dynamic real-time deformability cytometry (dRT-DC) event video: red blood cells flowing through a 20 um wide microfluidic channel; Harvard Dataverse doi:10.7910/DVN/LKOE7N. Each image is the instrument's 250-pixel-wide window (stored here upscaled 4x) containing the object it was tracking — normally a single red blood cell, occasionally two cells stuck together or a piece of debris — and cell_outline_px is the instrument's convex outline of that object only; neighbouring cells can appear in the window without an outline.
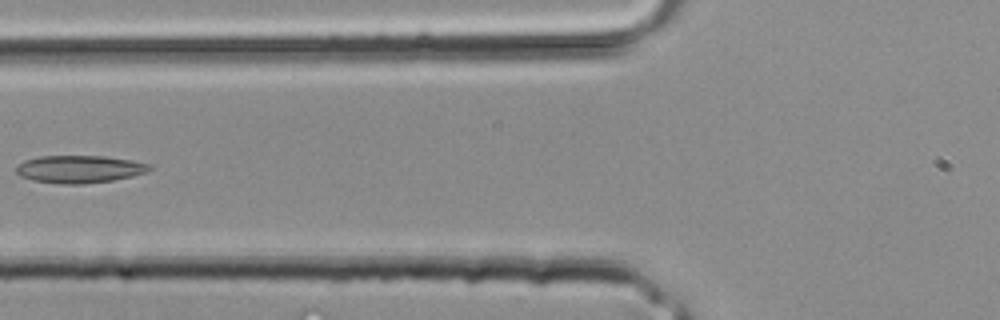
{"species": "common noctule bat (a hibernating species)", "species_latin": "Nyctalus noctula", "temperature_condition": "room temperature", "stored_images_in_passage": 21, "camera_frame_rate_fps": 3000, "um_per_image_px": 0.085, "animal": {"sex": "male", "body_mass_g": 20.4}, "frame": {"image": 1, "passage_image": 14, "time_ms": 4.333, "image_size_px": [1000, 320], "cell_outline_px": [[152, 168], [148, 172], [132, 176], [112, 180], [84, 184], [60, 184], [32, 180], [20, 176], [16, 172], [16, 168], [24, 160], [40, 156], [104, 156], [128, 160], [148, 164]], "centroid_in_image_um": [6.73, 14.38], "position_along_channel_um": 119.1, "area_um2": 21.27}}
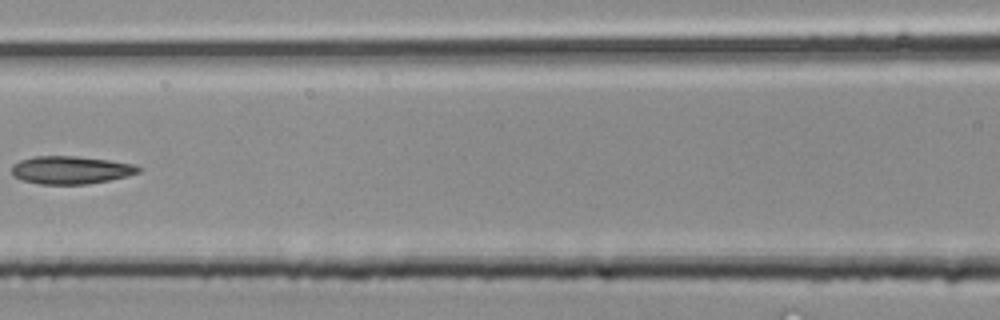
{"frame": {"image": 2, "passage_image": 16, "time_ms": 5.0, "image_size_px": [1000, 320], "cell_outline_px": [[144, 168], [140, 172], [128, 176], [88, 184], [40, 184], [24, 180], [16, 176], [12, 172], [12, 164], [20, 160], [32, 156], [76, 156], [108, 160], [136, 164]], "centroid_in_image_um": [6.07, 14.44], "position_along_channel_um": 160.5, "area_um2": 20.63}}
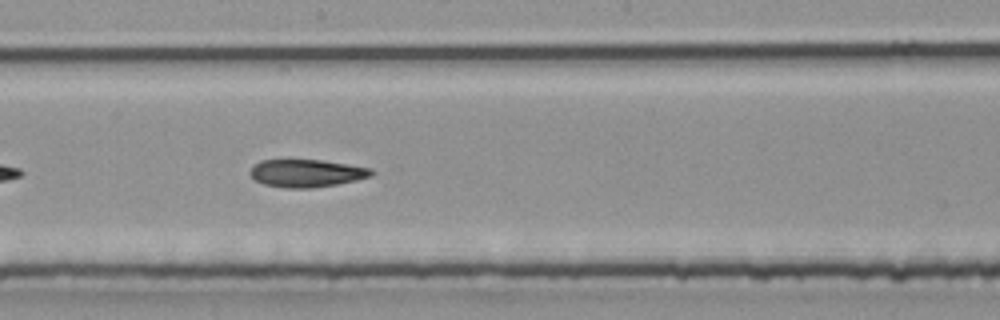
{"frame": {"image": 3, "passage_image": 19, "time_ms": 6.0, "image_size_px": [1000, 320], "cell_outline_px": [[376, 172], [372, 176], [356, 180], [336, 184], [308, 188], [284, 188], [264, 184], [256, 180], [248, 172], [252, 164], [260, 160], [320, 160], [348, 164], [372, 168]], "centroid_in_image_um": [26.05, 14.71], "position_along_channel_um": 222.2, "area_um2": 19.65}}